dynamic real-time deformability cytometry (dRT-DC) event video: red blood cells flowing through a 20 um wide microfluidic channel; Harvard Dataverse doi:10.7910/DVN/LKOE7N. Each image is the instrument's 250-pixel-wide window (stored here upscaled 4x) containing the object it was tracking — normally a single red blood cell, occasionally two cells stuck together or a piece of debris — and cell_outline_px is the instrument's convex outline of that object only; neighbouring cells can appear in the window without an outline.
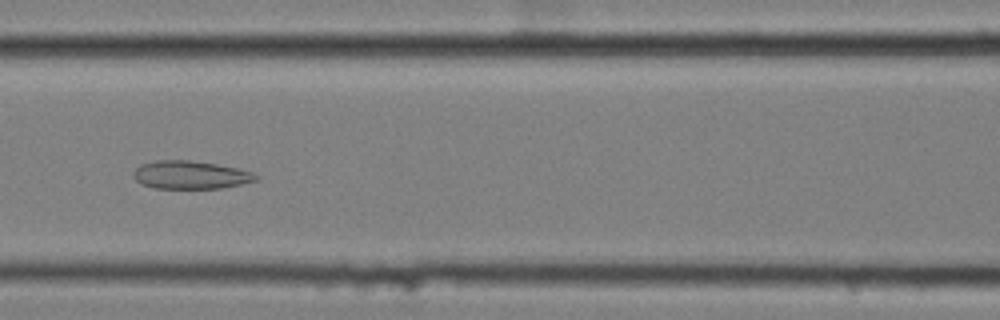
{"species": "common noctule bat (a hibernating species)", "species_latin": "Nyctalus noctula", "temperature_condition": "cold", "stored_images_in_passage": 58, "camera_frame_rate_fps": 3000, "um_per_image_px": 0.085, "animal": {"sex": "female", "body_mass_g": 25.1}, "frame": {"image": 1, "passage_image": 25, "time_ms": 8.0, "image_size_px": [1000, 320], "cell_outline_px": [[260, 176], [256, 180], [224, 188], [156, 188], [140, 184], [132, 176], [132, 172], [140, 164], [156, 160], [188, 160], [216, 164], [236, 168], [252, 172]], "centroid_in_image_um": [16.15, 14.86], "position_along_channel_um": 150.4, "area_um2": 20.06}}
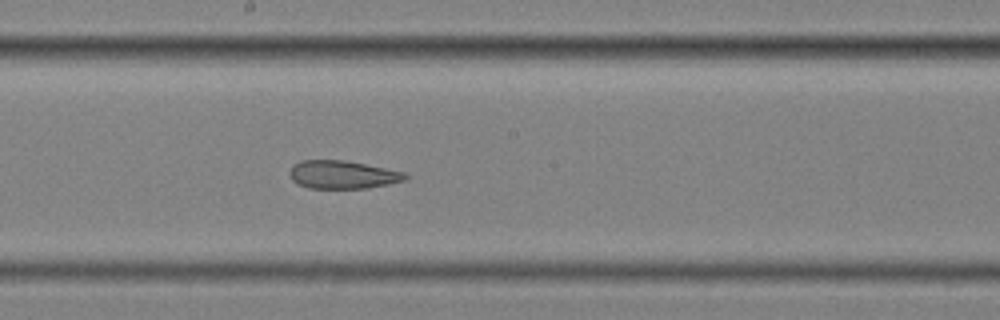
{"frame": {"image": 2, "passage_image": 31, "time_ms": 10.0, "image_size_px": [1000, 320], "cell_outline_px": [[408, 176], [404, 180], [388, 184], [368, 188], [308, 188], [296, 184], [292, 180], [288, 172], [292, 164], [300, 160], [344, 160], [404, 172]], "centroid_in_image_um": [29.04, 14.84], "position_along_channel_um": 219.2, "area_um2": 18.96}}
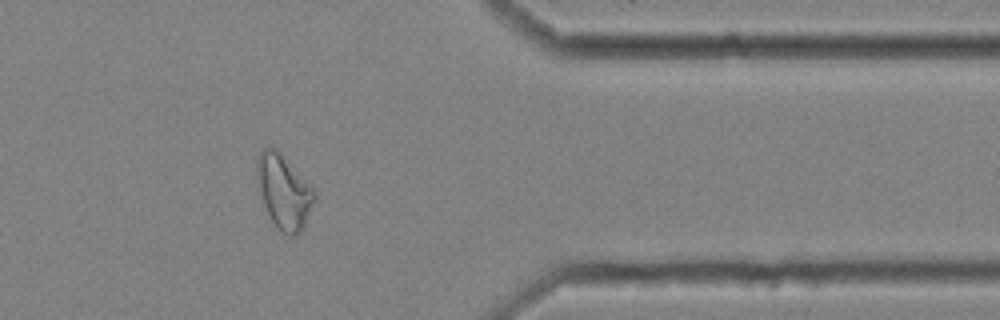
{"frame": {"image": 3, "passage_image": 47, "time_ms": 15.333, "image_size_px": [1000, 320], "cell_outline_px": [[316, 200], [304, 228], [296, 236], [288, 236], [280, 232], [276, 228], [264, 204], [260, 192], [256, 176], [256, 160], [260, 152], [264, 148], [276, 148], [280, 152], [316, 192]], "centroid_in_image_um": [24.14, 16.33], "position_along_channel_um": 387.3, "area_um2": 24.8}, "authors_computed_cell_mechanics": {"area_um2": 25.5476, "velocity_mm_per_s": 3.4567, "shape_relaxation_time_tau1_ms": null, "shape_relaxation_time_tau2_ms": 3.238, "deformation_change_tau1": null, "deformation_change_tau2": 0.118}}